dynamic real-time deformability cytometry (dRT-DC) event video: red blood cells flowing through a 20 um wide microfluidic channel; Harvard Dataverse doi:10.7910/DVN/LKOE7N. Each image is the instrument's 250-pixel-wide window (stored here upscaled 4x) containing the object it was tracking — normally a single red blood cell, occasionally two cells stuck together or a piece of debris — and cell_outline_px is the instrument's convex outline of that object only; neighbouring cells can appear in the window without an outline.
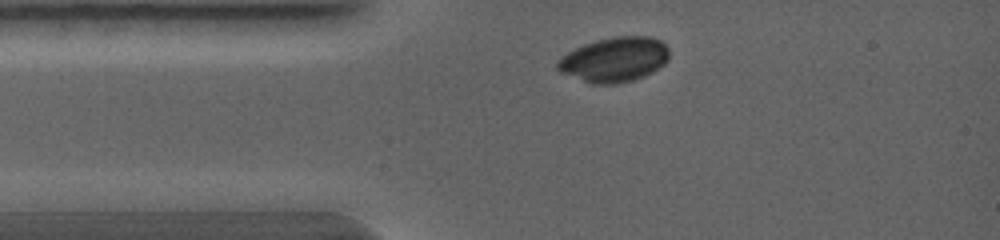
{"species": "common noctule bat (a hibernating species)", "species_latin": "Nyctalus noctula", "temperature_condition": "warm", "stored_images_in_passage": 11, "camera_frame_rate_fps": 5000, "um_per_image_px": 0.085, "animal": {"sex": "female", "body_mass_g": 19.0, "forearm_length_mm": 56.7}, "frame": {"image": 1, "passage_image": 1, "time_ms": 0.0, "image_size_px": [1000, 240], "cell_outline_px": [[668, 60], [660, 68], [644, 76], [632, 80], [616, 84], [592, 84], [560, 72], [556, 68], [556, 60], [560, 56], [584, 44], [596, 40], [612, 36], [648, 36], [660, 40], [668, 48]], "centroid_in_image_um": [52.2, 5.06], "position_along_channel_um": 32.8, "area_um2": 29.3}}
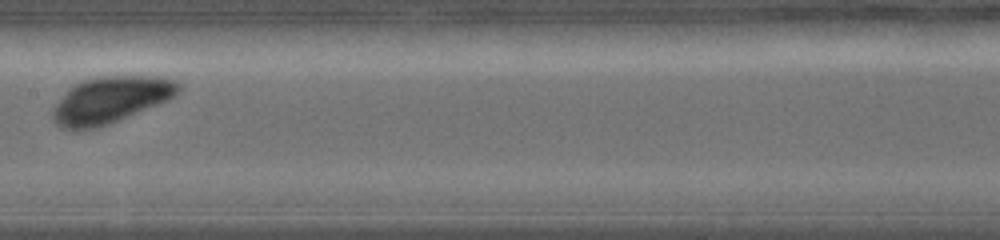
{"frame": {"image": 2, "passage_image": 5, "time_ms": 2.8, "image_size_px": [1000, 240], "cell_outline_px": [[180, 88], [176, 96], [168, 100], [108, 124], [96, 128], [76, 132], [64, 128], [56, 124], [52, 120], [52, 108], [68, 88], [84, 80], [112, 76], [140, 76], [172, 80], [180, 84]], "centroid_in_image_um": [9.32, 8.53], "position_along_channel_um": 198.1, "area_um2": 33.7}}
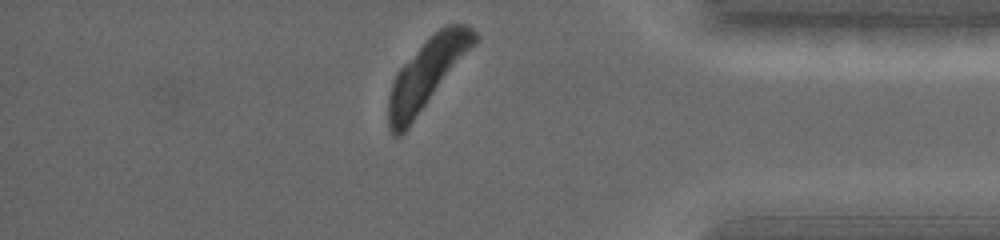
{"frame": {"image": 3, "passage_image": 11, "time_ms": 6.2, "image_size_px": [1000, 240], "cell_outline_px": [[480, 36], [476, 44], [408, 128], [400, 136], [392, 136], [388, 132], [388, 100], [392, 84], [396, 72], [440, 28], [448, 24], [468, 24]], "centroid_in_image_um": [36.31, 6.3], "position_along_channel_um": 398.9, "area_um2": 34.39}}